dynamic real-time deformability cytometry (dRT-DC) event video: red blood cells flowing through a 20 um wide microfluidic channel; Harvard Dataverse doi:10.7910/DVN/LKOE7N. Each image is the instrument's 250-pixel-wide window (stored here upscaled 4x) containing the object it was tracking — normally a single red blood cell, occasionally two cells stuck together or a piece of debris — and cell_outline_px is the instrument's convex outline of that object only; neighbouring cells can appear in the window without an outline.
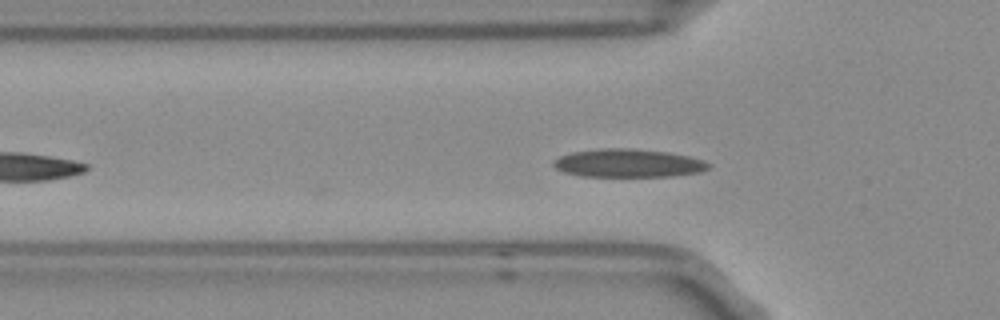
{"species": "Egyptian fruit bat (a non-hibernating species)", "species_latin": "Rousettus aegyptiacus", "temperature_condition": "room temperature", "stored_images_in_passage": 5, "camera_frame_rate_fps": 3000, "um_per_image_px": 0.085, "frame": {"image": 1, "passage_image": 2, "time_ms": 0.333, "image_size_px": [1000, 320], "cell_outline_px": [[712, 168], [700, 172], [672, 176], [580, 176], [564, 172], [556, 168], [552, 164], [552, 160], [560, 156], [572, 152], [600, 148], [632, 148], [668, 152], [688, 156], [704, 160], [712, 164]], "centroid_in_image_um": [53.42, 13.86], "position_along_channel_um": 72.4, "area_um2": 25.72}}
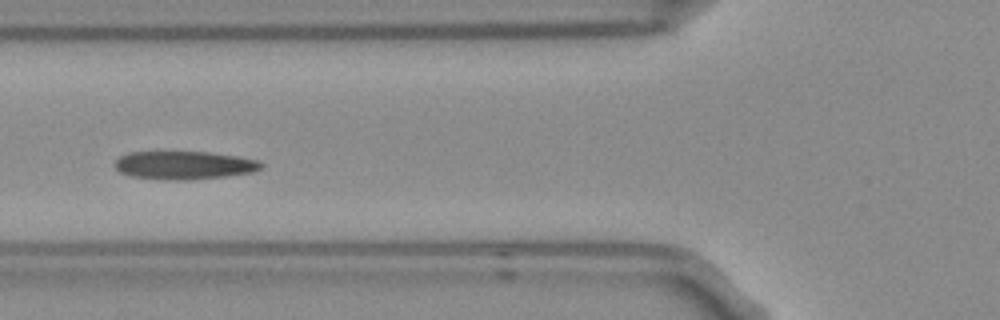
{"frame": {"image": 2, "passage_image": 3, "time_ms": 0.667, "image_size_px": [1000, 320], "cell_outline_px": [[264, 164], [260, 168], [252, 172], [224, 176], [188, 180], [164, 180], [132, 176], [120, 172], [116, 168], [116, 160], [120, 156], [128, 152], [208, 152], [236, 156], [256, 160]], "centroid_in_image_um": [15.62, 14.04], "position_along_channel_um": 110.2, "area_um2": 23.81}}